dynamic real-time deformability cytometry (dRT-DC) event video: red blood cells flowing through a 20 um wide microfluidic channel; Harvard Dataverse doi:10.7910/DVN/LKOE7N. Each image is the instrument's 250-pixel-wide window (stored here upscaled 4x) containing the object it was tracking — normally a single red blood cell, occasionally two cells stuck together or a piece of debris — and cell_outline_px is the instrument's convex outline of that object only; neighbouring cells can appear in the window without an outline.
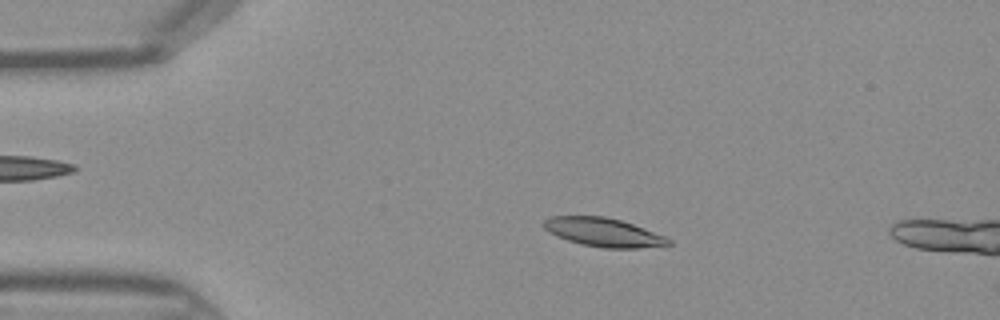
{"species": "Egyptian fruit bat (a non-hibernating species)", "species_latin": "Rousettus aegyptiacus", "temperature_condition": "warm", "stored_images_in_passage": 46, "camera_frame_rate_fps": 3000, "um_per_image_px": 0.085, "frame": {"image": 1, "passage_image": 9, "time_ms": 2.667, "image_size_px": [1000, 320], "cell_outline_px": [[672, 244], [668, 248], [604, 248], [580, 244], [556, 236], [548, 232], [540, 224], [548, 216], [604, 216], [620, 220], [644, 228], [664, 236], [672, 240]], "centroid_in_image_um": [51.33, 19.76], "position_along_channel_um": 33.7, "area_um2": 21.33}}
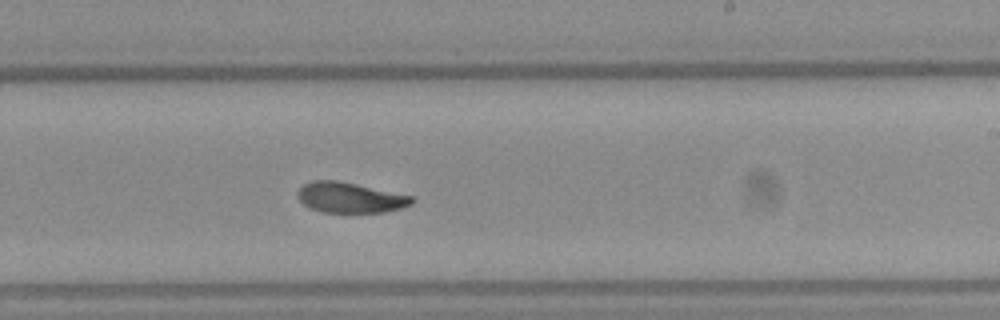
{"frame": {"image": 2, "passage_image": 27, "time_ms": 8.667, "image_size_px": [1000, 320], "cell_outline_px": [[416, 200], [412, 204], [404, 208], [384, 212], [324, 212], [308, 208], [300, 200], [296, 192], [304, 184], [312, 180], [336, 180], [356, 184], [412, 196]], "centroid_in_image_um": [29.76, 16.8], "position_along_channel_um": 259.2, "area_um2": 20.23}}
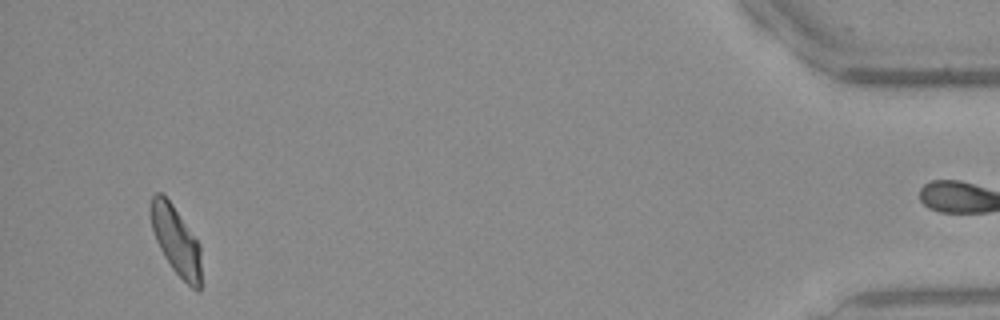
{"frame": {"image": 3, "passage_image": 43, "time_ms": 14.0, "image_size_px": [1000, 320], "cell_outline_px": [[200, 292], [196, 292], [172, 268], [164, 256], [156, 240], [152, 228], [148, 208], [152, 196], [156, 192], [164, 192], [200, 244]], "centroid_in_image_um": [14.93, 20.39], "position_along_channel_um": 420.3, "area_um2": 20.29}}